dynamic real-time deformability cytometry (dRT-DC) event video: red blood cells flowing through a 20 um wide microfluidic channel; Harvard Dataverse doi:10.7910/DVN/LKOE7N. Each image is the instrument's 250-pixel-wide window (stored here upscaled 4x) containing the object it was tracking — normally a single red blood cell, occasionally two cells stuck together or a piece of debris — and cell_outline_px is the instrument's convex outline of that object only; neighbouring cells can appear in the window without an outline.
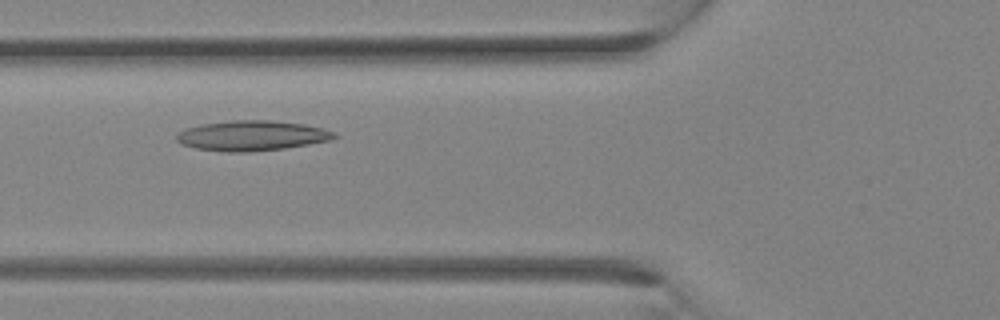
{"species": "Egyptian fruit bat (a non-hibernating species)", "species_latin": "Rousettus aegyptiacus", "temperature_condition": "room temperature", "stored_images_in_passage": 30, "camera_frame_rate_fps": 3000, "um_per_image_px": 0.085, "animal": {"sex": "female"}, "frame": {"image": 1, "passage_image": 10, "time_ms": 3.0, "image_size_px": [1000, 320], "cell_outline_px": [[340, 136], [328, 140], [308, 144], [284, 148], [248, 152], [228, 152], [196, 148], [180, 144], [176, 140], [176, 136], [184, 128], [200, 124], [232, 120], [268, 120], [304, 124], [336, 132]], "centroid_in_image_um": [21.38, 11.53], "position_along_channel_um": 104.4, "area_um2": 27.63}}
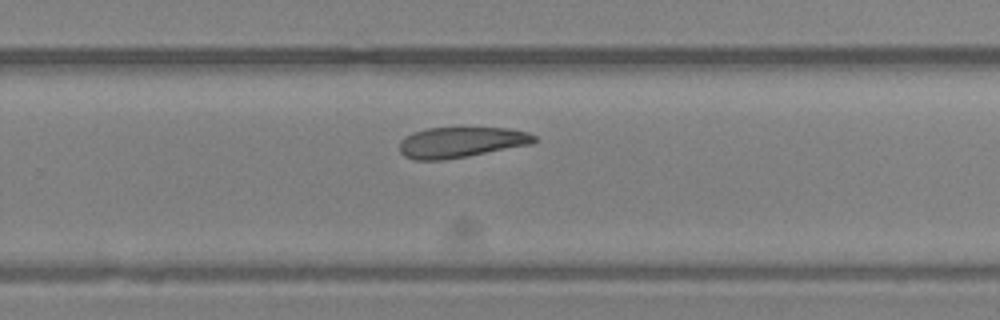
{"frame": {"image": 2, "passage_image": 19, "time_ms": 6.0, "image_size_px": [1000, 320], "cell_outline_px": [[536, 140], [532, 144], [468, 156], [444, 160], [416, 160], [404, 156], [400, 152], [400, 140], [404, 136], [412, 132], [424, 128], [508, 128], [528, 132], [536, 136]], "centroid_in_image_um": [39.16, 12.09], "position_along_channel_um": 290.6, "area_um2": 24.16}}
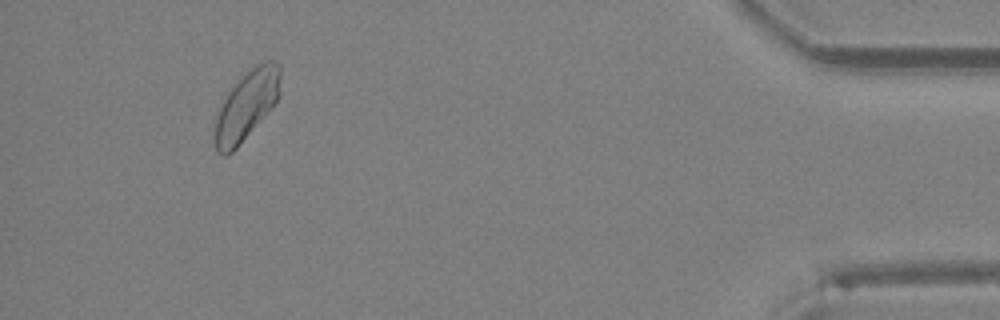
{"frame": {"image": 3, "passage_image": 28, "time_ms": 9.0, "image_size_px": [1000, 320], "cell_outline_px": [[280, 92], [272, 108], [236, 148], [228, 156], [220, 156], [216, 152], [212, 132], [216, 116], [220, 104], [228, 92], [240, 76], [256, 64], [264, 60], [272, 60], [280, 64]], "centroid_in_image_um": [20.91, 8.98], "position_along_channel_um": 414.3, "area_um2": 26.99}}